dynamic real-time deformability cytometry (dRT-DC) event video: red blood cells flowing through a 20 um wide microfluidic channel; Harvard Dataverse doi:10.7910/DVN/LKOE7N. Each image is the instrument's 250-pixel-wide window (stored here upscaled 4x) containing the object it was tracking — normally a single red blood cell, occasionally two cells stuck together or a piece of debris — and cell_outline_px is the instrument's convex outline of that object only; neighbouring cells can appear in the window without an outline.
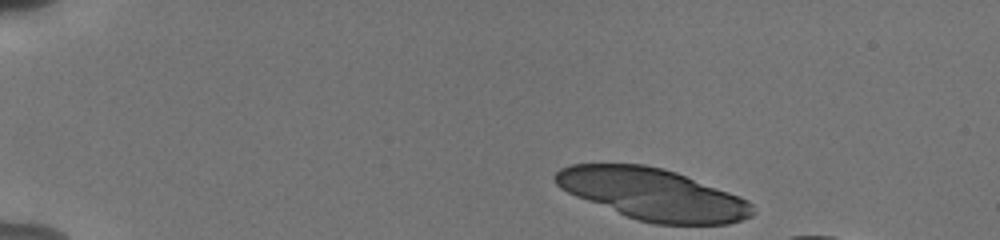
{"species": "human", "species_latin": "Homo sapiens", "temperature_condition": "cold", "stored_images_in_passage": 36, "camera_frame_rate_fps": 3000, "um_per_image_px": 0.085, "donor": {"sex": "male"}, "frame": {"image": 1, "passage_image": 1, "time_ms": 0.0, "image_size_px": [1000, 240], "cell_outline_px": [[756, 212], [752, 216], [728, 224], [656, 224], [636, 220], [576, 196], [560, 188], [556, 184], [552, 176], [560, 168], [572, 164], [644, 164], [664, 168], [676, 172], [740, 196], [748, 200], [752, 204]], "centroid_in_image_um": [55.49, 16.5], "position_along_channel_um": 29.5, "area_um2": 59.13}}
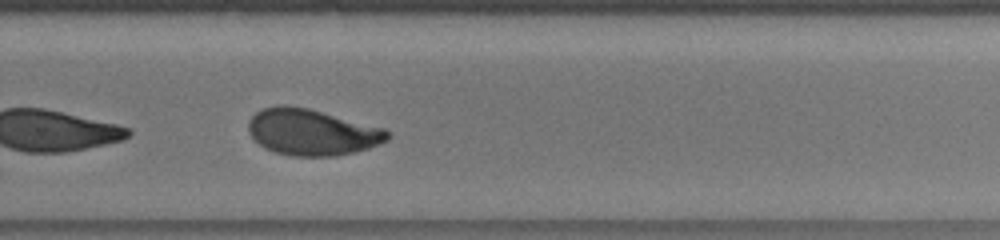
{"frame": {"image": 2, "passage_image": 31, "time_ms": 10.0, "image_size_px": [1000, 240], "cell_outline_px": [[392, 136], [388, 140], [380, 144], [356, 152], [336, 156], [292, 156], [276, 152], [264, 148], [252, 140], [248, 132], [248, 120], [256, 112], [264, 108], [280, 104], [284, 104], [308, 108], [384, 128]], "centroid_in_image_um": [26.49, 11.24], "position_along_channel_um": 303.3, "area_um2": 37.8}}